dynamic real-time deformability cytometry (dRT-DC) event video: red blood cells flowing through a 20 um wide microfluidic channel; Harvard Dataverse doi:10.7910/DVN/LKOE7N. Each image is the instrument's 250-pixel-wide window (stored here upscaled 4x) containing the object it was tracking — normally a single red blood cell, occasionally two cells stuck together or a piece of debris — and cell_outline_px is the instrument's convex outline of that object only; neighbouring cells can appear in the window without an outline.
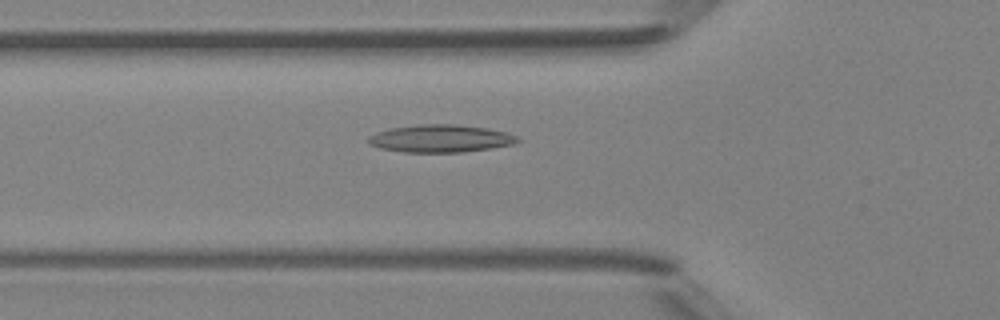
{"species": "Egyptian fruit bat (a non-hibernating species)", "species_latin": "Rousettus aegyptiacus", "temperature_condition": "room temperature", "stored_images_in_passage": 34, "camera_frame_rate_fps": 3000, "um_per_image_px": 0.085, "animal": {"sex": "female"}, "frame": {"image": 1, "passage_image": 3, "time_ms": 0.667, "image_size_px": [1000, 320], "cell_outline_px": [[520, 140], [512, 144], [488, 148], [460, 152], [404, 152], [380, 148], [368, 144], [368, 136], [376, 132], [392, 128], [420, 124], [452, 124], [484, 128], [504, 132], [516, 136]], "centroid_in_image_um": [37.37, 11.77], "position_along_channel_um": 88.4, "area_um2": 23.58}}
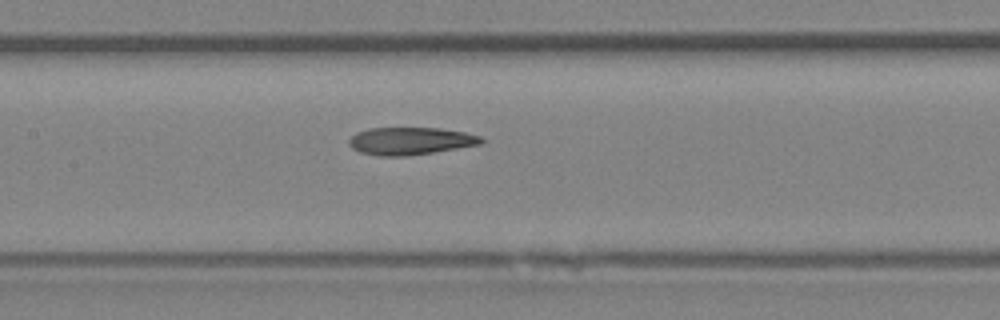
{"frame": {"image": 2, "passage_image": 9, "time_ms": 2.667, "image_size_px": [1000, 320], "cell_outline_px": [[484, 140], [480, 144], [432, 152], [404, 156], [380, 156], [360, 152], [352, 148], [348, 144], [348, 140], [356, 132], [368, 128], [440, 128], [464, 132], [480, 136]], "centroid_in_image_um": [34.83, 11.97], "position_along_channel_um": 172.6, "area_um2": 21.04}}
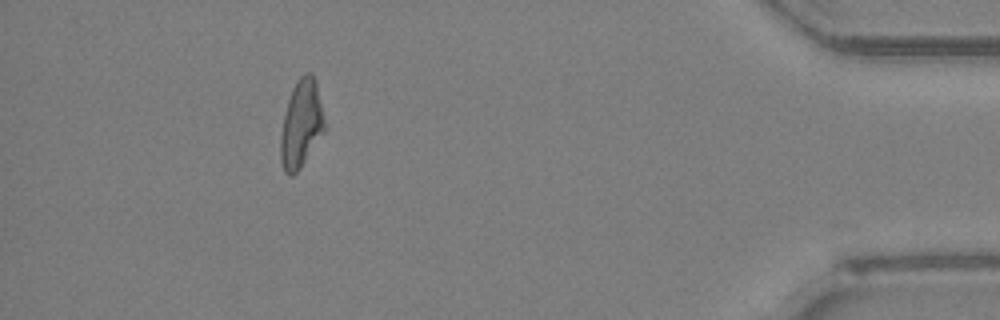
{"frame": {"image": 3, "passage_image": 30, "time_ms": 9.667, "image_size_px": [1000, 320], "cell_outline_px": [[324, 132], [300, 168], [292, 176], [288, 176], [284, 172], [280, 160], [280, 136], [284, 116], [288, 100], [292, 88], [300, 76], [304, 72], [312, 72], [316, 80], [324, 124]], "centroid_in_image_um": [25.58, 10.54], "position_along_channel_um": 409.6, "area_um2": 22.25}, "authors_computed_cell_mechanics": {"area_um2": 21.5594, "velocity_mm_per_s": 4.2124, "shape_relaxation_time_tau1_ms": null, "shape_relaxation_time_tau2_ms": 4.2166, "deformation_change_tau1": null, "deformation_change_tau2": 0.1488}}